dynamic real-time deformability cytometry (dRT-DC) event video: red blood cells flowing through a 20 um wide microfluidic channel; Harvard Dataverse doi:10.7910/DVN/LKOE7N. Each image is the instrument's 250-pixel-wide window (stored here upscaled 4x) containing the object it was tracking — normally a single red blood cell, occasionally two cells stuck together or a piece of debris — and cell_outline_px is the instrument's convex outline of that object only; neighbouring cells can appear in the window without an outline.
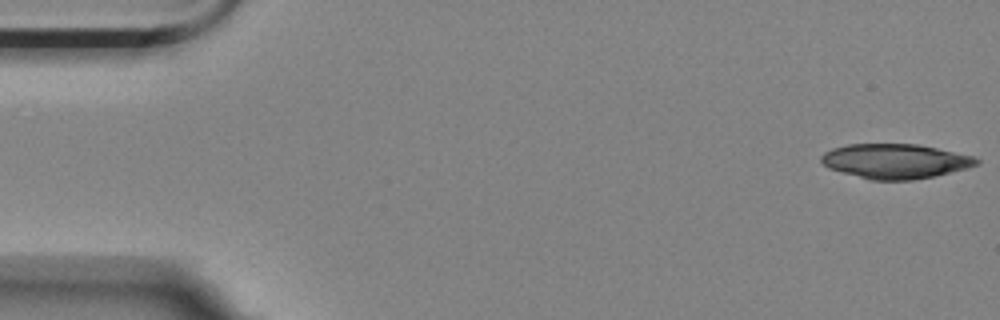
{"species": "Egyptian fruit bat (a non-hibernating species)", "species_latin": "Rousettus aegyptiacus", "temperature_condition": "room temperature", "stored_images_in_passage": 55, "camera_frame_rate_fps": 3000, "um_per_image_px": 0.085, "animal": {"sex": "female"}, "frame": {"image": 1, "passage_image": 1, "time_ms": 0.0, "image_size_px": [1000, 320], "cell_outline_px": [[980, 164], [932, 176], [912, 180], [868, 180], [828, 168], [820, 160], [820, 156], [824, 152], [832, 148], [848, 144], [916, 144], [936, 148], [972, 156], [980, 160]], "centroid_in_image_um": [76.03, 13.7], "position_along_channel_um": 9.0, "area_um2": 31.15}}